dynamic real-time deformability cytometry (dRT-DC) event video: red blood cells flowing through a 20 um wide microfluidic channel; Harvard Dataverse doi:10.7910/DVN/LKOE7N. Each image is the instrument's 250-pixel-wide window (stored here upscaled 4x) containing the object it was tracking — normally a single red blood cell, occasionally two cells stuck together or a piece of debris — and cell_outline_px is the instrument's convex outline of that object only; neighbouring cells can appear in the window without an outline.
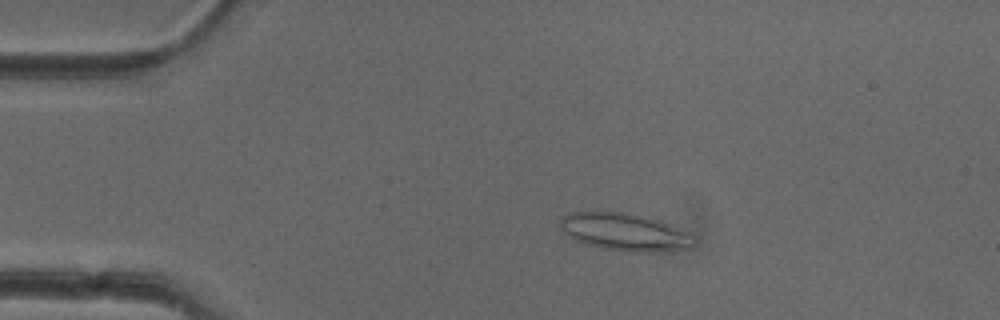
{"species": "common noctule bat (a hibernating species)", "species_latin": "Nyctalus noctula", "temperature_condition": "cold", "stored_images_in_passage": 51, "camera_frame_rate_fps": 3000, "um_per_image_px": 0.085, "animal": {"sex": "female"}, "frame": {"image": 1, "passage_image": 10, "time_ms": 3.0, "image_size_px": [1000, 320], "cell_outline_px": [[696, 244], [692, 248], [664, 252], [628, 252], [604, 248], [584, 244], [576, 240], [564, 232], [560, 228], [560, 216], [568, 212], [620, 212], [656, 220], [672, 224], [688, 232]], "centroid_in_image_um": [53.11, 19.74], "position_along_channel_um": 31.9, "area_um2": 29.25}}
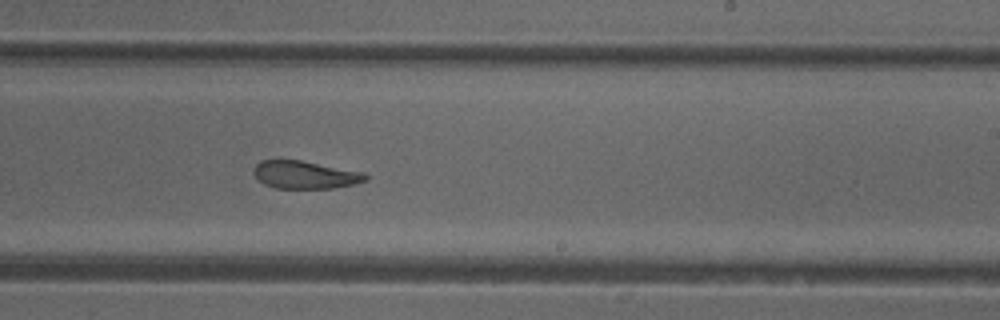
{"frame": {"image": 2, "passage_image": 31, "time_ms": 10.0, "image_size_px": [1000, 320], "cell_outline_px": [[368, 180], [352, 184], [332, 188], [276, 188], [264, 184], [252, 172], [256, 164], [260, 160], [300, 160], [364, 172], [368, 176]], "centroid_in_image_um": [25.93, 14.85], "position_along_channel_um": 263.1, "area_um2": 17.98}}
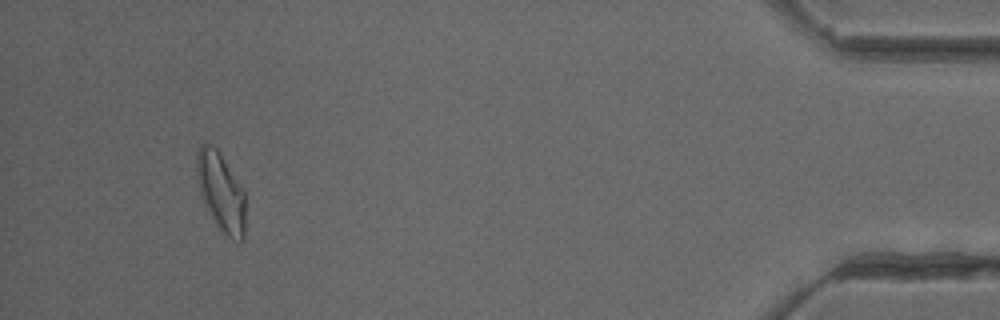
{"frame": {"image": 3, "passage_image": 48, "time_ms": 15.667, "image_size_px": [1000, 320], "cell_outline_px": [[244, 240], [232, 240], [216, 224], [200, 192], [196, 180], [196, 152], [200, 144], [208, 144], [216, 148], [220, 152], [244, 192]], "centroid_in_image_um": [18.75, 16.27], "position_along_channel_um": 416.4, "area_um2": 21.85}, "authors_computed_cell_mechanics": {"area_um2": 20.6346, "velocity_mm_per_s": 3.9978, "shape_relaxation_time_tau1_ms": null, "shape_relaxation_time_tau2_ms": 2.9008, "deformation_change_tau1": null, "deformation_change_tau2": 0.1011}}